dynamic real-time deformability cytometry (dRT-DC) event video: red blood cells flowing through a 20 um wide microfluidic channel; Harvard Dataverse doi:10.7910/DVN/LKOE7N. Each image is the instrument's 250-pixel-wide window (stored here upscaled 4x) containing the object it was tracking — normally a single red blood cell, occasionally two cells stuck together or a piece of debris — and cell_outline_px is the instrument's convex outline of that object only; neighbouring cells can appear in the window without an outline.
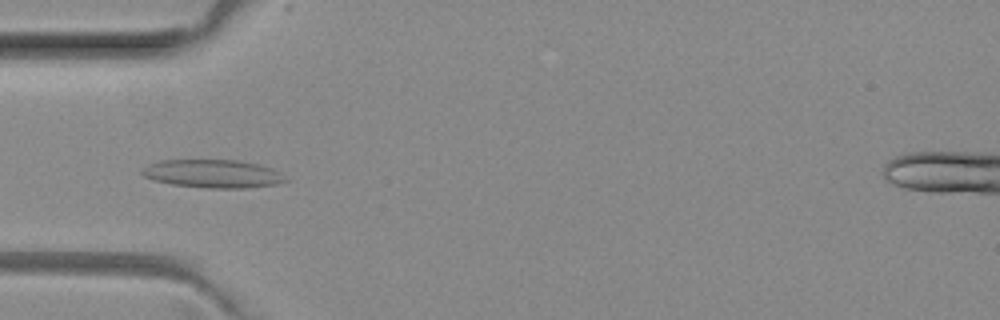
{"species": "common noctule bat (a hibernating species)", "species_latin": "Nyctalus noctula", "temperature_condition": "room temperature", "stored_images_in_passage": 4, "camera_frame_rate_fps": 3000, "um_per_image_px": 0.085, "animal": {"sex": "female", "body_mass_g": 29.2, "forearm_length_mm": 56.3}, "frame": {"image": 1, "passage_image": 3, "time_ms": 0.667, "image_size_px": [1000, 320], "cell_outline_px": [[288, 180], [276, 184], [244, 188], [208, 188], [172, 184], [152, 180], [144, 176], [140, 172], [140, 168], [148, 164], [160, 160], [236, 160], [260, 164], [272, 168], [280, 172]], "centroid_in_image_um": [18.06, 14.76], "position_along_channel_um": 66.9, "area_um2": 23.7}}
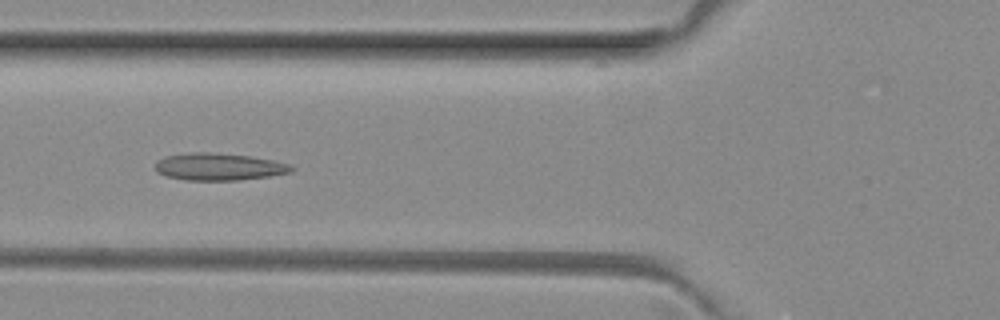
{"frame": {"image": 2, "passage_image": 4, "time_ms": 1.0, "image_size_px": [1000, 320], "cell_outline_px": [[296, 168], [292, 172], [268, 176], [236, 180], [188, 180], [164, 176], [156, 172], [156, 160], [164, 156], [192, 152], [208, 152], [248, 156], [272, 160], [292, 164]], "centroid_in_image_um": [18.59, 14.17], "position_along_channel_um": 107.2, "area_um2": 21.62}}